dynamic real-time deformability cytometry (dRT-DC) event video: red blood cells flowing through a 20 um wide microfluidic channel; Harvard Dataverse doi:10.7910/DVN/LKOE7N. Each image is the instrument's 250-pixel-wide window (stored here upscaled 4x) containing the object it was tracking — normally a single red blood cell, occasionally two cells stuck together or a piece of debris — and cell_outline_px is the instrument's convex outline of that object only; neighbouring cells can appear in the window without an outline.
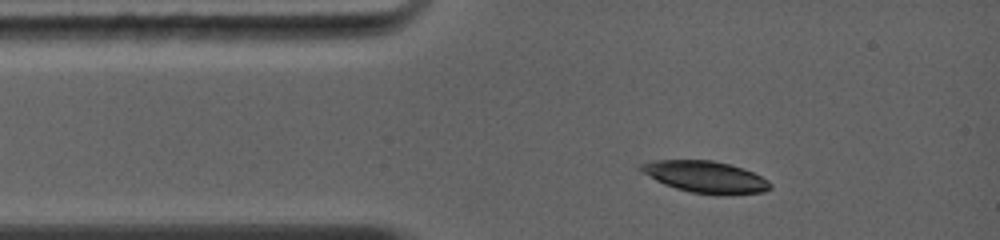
{"species": "common noctule bat (a hibernating species)", "species_latin": "Nyctalus noctula", "temperature_condition": "warm", "stored_images_in_passage": 16, "camera_frame_rate_fps": 5000, "um_per_image_px": 0.085, "animal": {"sex": "female", "body_mass_g": 19.0, "forearm_length_mm": 56.7}, "frame": {"image": 1, "passage_image": 3, "time_ms": 0.8, "image_size_px": [1000, 240], "cell_outline_px": [[772, 188], [764, 192], [692, 192], [676, 188], [664, 184], [640, 172], [636, 168], [640, 164], [652, 160], [712, 160], [744, 168], [768, 180], [772, 184]], "centroid_in_image_um": [59.88, 14.98], "position_along_channel_um": 25.1, "area_um2": 23.18}}
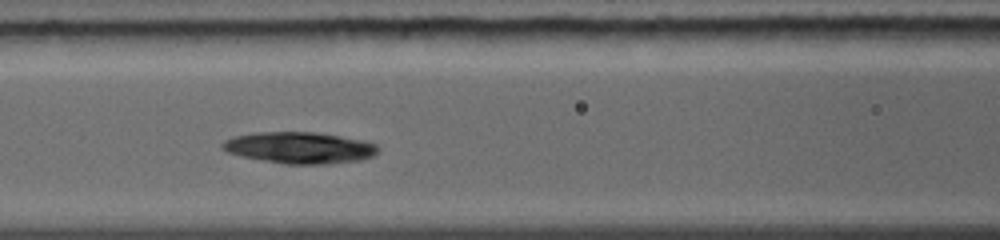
{"frame": {"image": 2, "passage_image": 9, "time_ms": 4.0, "image_size_px": [1000, 240], "cell_outline_px": [[380, 148], [372, 156], [360, 160], [332, 164], [284, 164], [260, 160], [240, 156], [228, 152], [220, 148], [220, 144], [224, 140], [232, 136], [252, 132], [316, 132], [364, 140], [376, 144]], "centroid_in_image_um": [25.42, 12.55], "position_along_channel_um": 141.2, "area_um2": 28.9}}
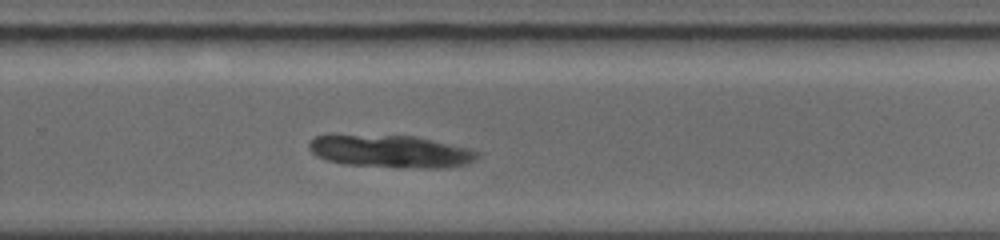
{"frame": {"image": 3, "passage_image": 16, "time_ms": 7.6, "image_size_px": [1000, 240], "cell_outline_px": [[480, 156], [476, 160], [468, 164], [448, 168], [396, 168], [344, 164], [324, 160], [316, 156], [308, 148], [308, 144], [316, 136], [416, 136], [472, 148], [480, 152]], "centroid_in_image_um": [33.32, 12.9], "position_along_channel_um": 296.5, "area_um2": 32.25}}